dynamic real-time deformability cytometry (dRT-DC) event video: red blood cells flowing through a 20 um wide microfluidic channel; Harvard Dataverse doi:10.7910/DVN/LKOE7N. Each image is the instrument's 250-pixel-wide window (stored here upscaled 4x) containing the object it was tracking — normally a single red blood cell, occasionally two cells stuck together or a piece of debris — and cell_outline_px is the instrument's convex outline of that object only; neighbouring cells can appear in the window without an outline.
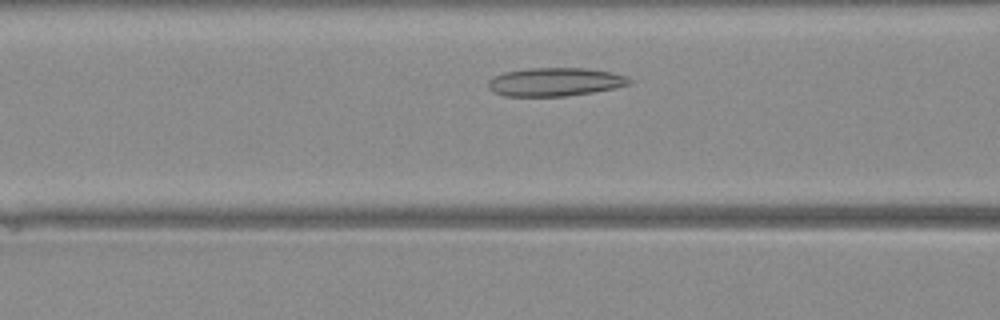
{"species": "Egyptian fruit bat (a non-hibernating species)", "species_latin": "Rousettus aegyptiacus", "temperature_condition": "warm", "stored_images_in_passage": 27, "camera_frame_rate_fps": 3000, "um_per_image_px": 0.085, "animal": {"sex": "female"}, "frame": {"image": 1, "passage_image": 7, "time_ms": 2.0, "image_size_px": [1000, 320], "cell_outline_px": [[632, 84], [616, 88], [592, 92], [564, 96], [504, 96], [492, 92], [488, 88], [488, 80], [492, 76], [504, 72], [528, 68], [584, 68], [612, 72], [628, 76], [632, 80]], "centroid_in_image_um": [47.18, 6.96], "position_along_channel_um": 119.4, "area_um2": 23.64}}
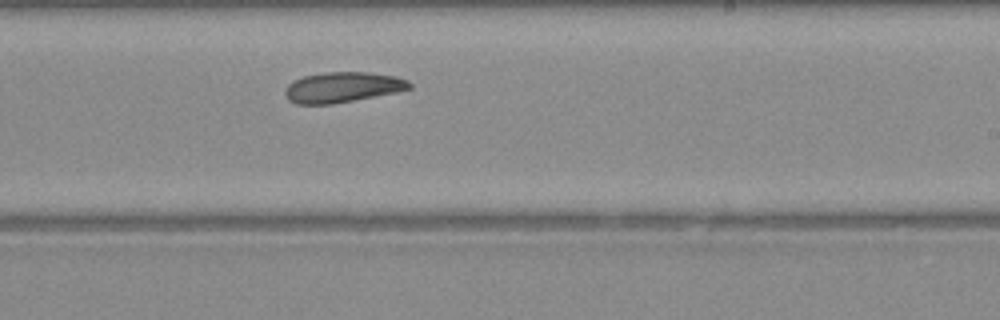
{"frame": {"image": 2, "passage_image": 16, "time_ms": 5.0, "image_size_px": [1000, 320], "cell_outline_px": [[412, 88], [396, 92], [332, 104], [296, 104], [288, 100], [284, 96], [284, 92], [288, 84], [304, 76], [324, 72], [368, 72], [396, 76], [408, 80], [412, 84]], "centroid_in_image_um": [29.11, 7.41], "position_along_channel_um": 259.9, "area_um2": 22.02}}
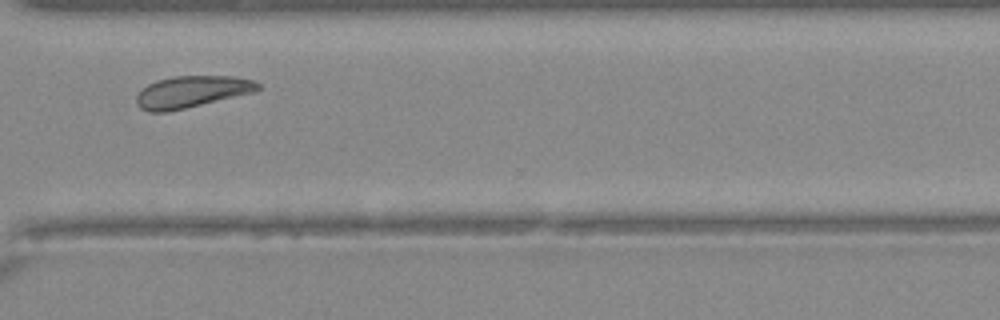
{"frame": {"image": 3, "passage_image": 22, "time_ms": 7.0, "image_size_px": [1000, 320], "cell_outline_px": [[260, 88], [256, 92], [184, 108], [164, 112], [148, 112], [140, 108], [136, 104], [136, 96], [148, 84], [156, 80], [176, 76], [236, 76], [252, 80], [260, 84]], "centroid_in_image_um": [16.3, 7.8], "position_along_channel_um": 354.3, "area_um2": 22.37}}